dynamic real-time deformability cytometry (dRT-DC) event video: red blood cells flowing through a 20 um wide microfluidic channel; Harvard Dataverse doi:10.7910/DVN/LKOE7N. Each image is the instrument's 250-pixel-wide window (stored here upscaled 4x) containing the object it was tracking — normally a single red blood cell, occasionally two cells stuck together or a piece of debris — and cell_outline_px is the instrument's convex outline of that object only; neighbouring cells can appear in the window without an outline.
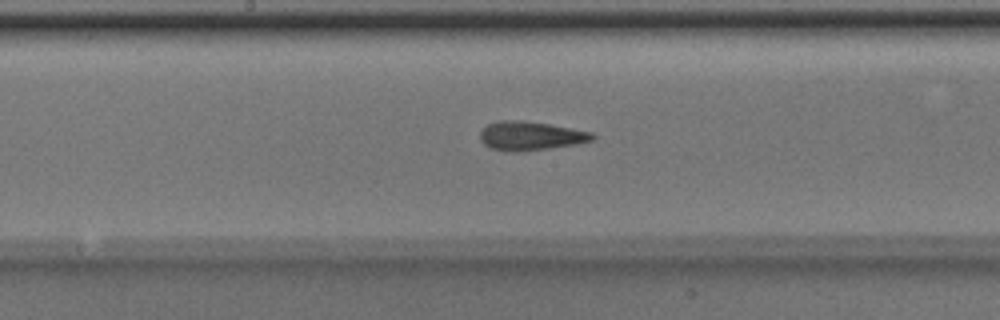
{"species": "Egyptian fruit bat (a non-hibernating species)", "species_latin": "Rousettus aegyptiacus", "temperature_condition": "room temperature", "stored_images_in_passage": 50, "camera_frame_rate_fps": 3000, "um_per_image_px": 0.085, "animal": {"sex": "male"}, "frame": {"image": 1, "passage_image": 26, "time_ms": 8.333, "image_size_px": [1000, 320], "cell_outline_px": [[596, 136], [592, 140], [576, 144], [520, 152], [512, 152], [492, 148], [484, 144], [480, 140], [480, 132], [488, 124], [504, 120], [512, 120], [548, 124], [592, 132]], "centroid_in_image_um": [45.09, 11.56], "position_along_channel_um": 203.1, "area_um2": 18.55}}
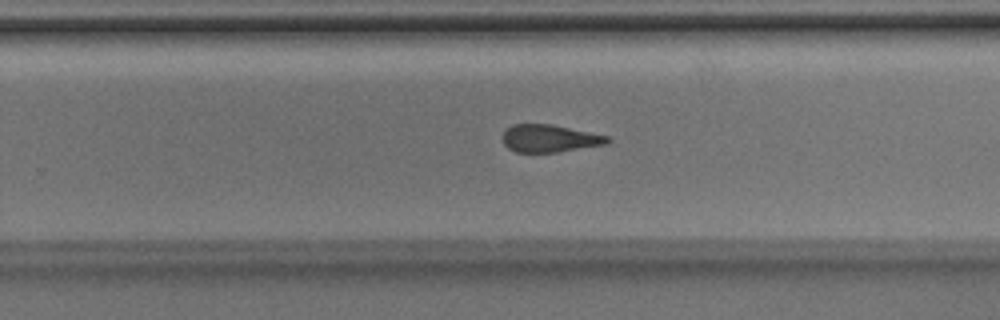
{"frame": {"image": 2, "passage_image": 32, "time_ms": 10.333, "image_size_px": [1000, 320], "cell_outline_px": [[612, 140], [608, 144], [556, 152], [516, 152], [508, 148], [504, 144], [504, 132], [512, 124], [548, 124], [608, 136]], "centroid_in_image_um": [46.73, 11.77], "position_along_channel_um": 283.1, "area_um2": 16.53}}
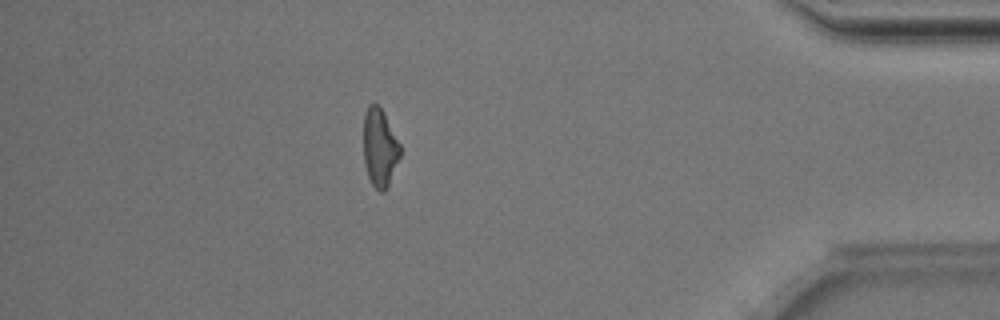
{"frame": {"image": 3, "passage_image": 44, "time_ms": 14.333, "image_size_px": [1000, 320], "cell_outline_px": [[400, 156], [388, 184], [384, 192], [380, 192], [372, 184], [368, 176], [364, 160], [364, 112], [368, 104], [380, 104], [400, 144]], "centroid_in_image_um": [32.27, 12.5], "position_along_channel_um": 402.9, "area_um2": 16.59}, "authors_computed_cell_mechanics": {"area_um2": 18.4671, "velocity_mm_per_s": 4.0337, "shape_relaxation_time_tau1_ms": 4.7829, "shape_relaxation_time_tau2_ms": 2.2543, "deformation_change_tau1": 0.1428, "deformation_change_tau2": 0.1189}}